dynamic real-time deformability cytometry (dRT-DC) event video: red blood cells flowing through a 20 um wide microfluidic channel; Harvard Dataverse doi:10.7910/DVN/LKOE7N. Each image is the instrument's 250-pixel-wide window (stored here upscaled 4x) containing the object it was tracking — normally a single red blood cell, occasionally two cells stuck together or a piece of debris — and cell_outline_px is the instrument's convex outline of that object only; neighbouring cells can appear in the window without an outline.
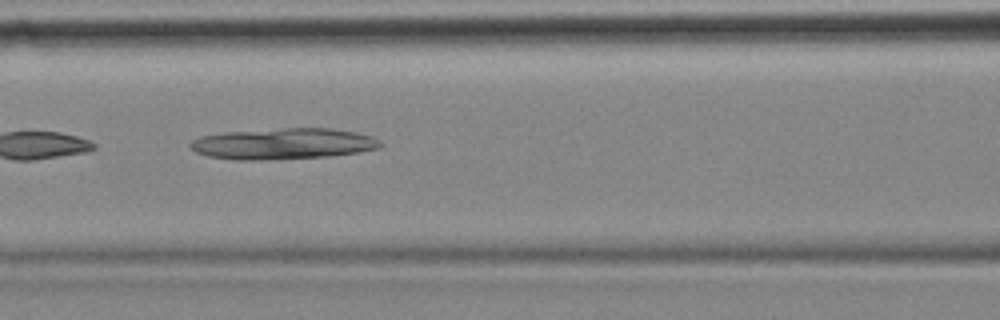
{"species": "common noctule bat (a hibernating species)", "species_latin": "Nyctalus noctula", "temperature_condition": "cold", "stored_images_in_passage": 9, "camera_frame_rate_fps": 3000, "um_per_image_px": 0.085, "animal": {"sex": "female", "body_mass_g": 18.4}, "frame": {"image": 1, "passage_image": 6, "time_ms": 1.667, "image_size_px": [1000, 320], "cell_outline_px": [[384, 144], [380, 148], [332, 156], [252, 160], [236, 160], [208, 156], [196, 152], [188, 144], [192, 140], [200, 136], [228, 132], [280, 128], [332, 128], [356, 132], [372, 136], [380, 140]], "centroid_in_image_um": [24.1, 12.21], "position_along_channel_um": 142.5, "area_um2": 34.39}}
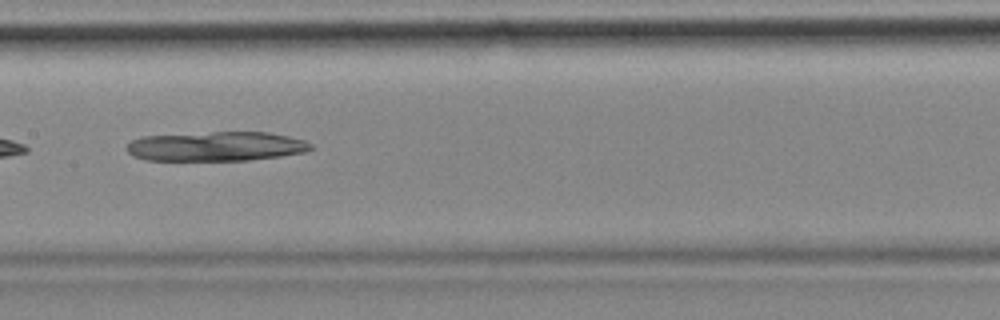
{"frame": {"image": 2, "passage_image": 7, "time_ms": 2.0, "image_size_px": [1000, 320], "cell_outline_px": [[312, 148], [304, 152], [280, 156], [248, 160], [144, 160], [132, 156], [124, 148], [132, 140], [140, 136], [212, 132], [268, 132], [288, 136], [304, 140], [312, 144]], "centroid_in_image_um": [18.33, 12.44], "position_along_channel_um": 189.1, "area_um2": 31.67}}
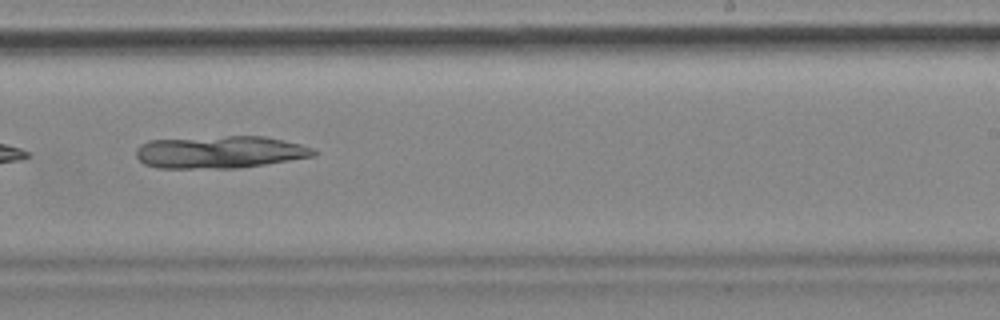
{"frame": {"image": 3, "passage_image": 9, "time_ms": 2.667, "image_size_px": [1000, 320], "cell_outline_px": [[316, 156], [264, 164], [236, 168], [156, 168], [144, 164], [136, 156], [136, 148], [140, 144], [148, 140], [228, 136], [264, 136], [300, 144], [312, 148], [316, 152]], "centroid_in_image_um": [18.65, 12.93], "position_along_channel_um": 270.3, "area_um2": 33.47}}